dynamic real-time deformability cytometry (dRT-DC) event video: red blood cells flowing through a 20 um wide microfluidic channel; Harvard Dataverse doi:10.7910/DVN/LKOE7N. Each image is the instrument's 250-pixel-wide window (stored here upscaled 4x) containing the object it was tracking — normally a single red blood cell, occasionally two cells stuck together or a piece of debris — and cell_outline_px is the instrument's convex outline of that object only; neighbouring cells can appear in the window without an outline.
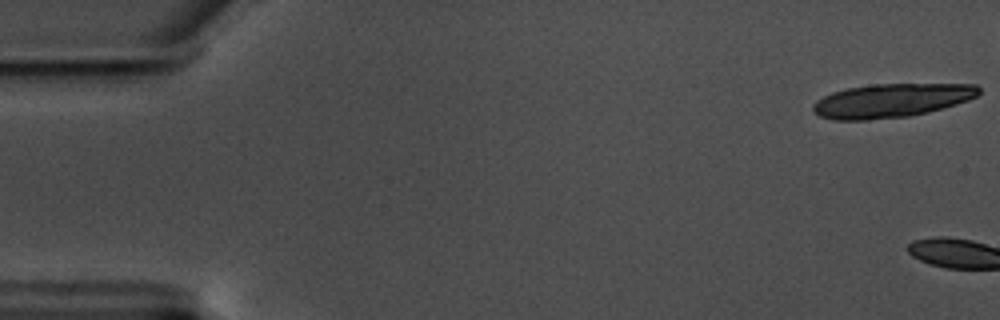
{"species": "common noctule bat (a hibernating species)", "species_latin": "Nyctalus noctula", "temperature_condition": "warm", "stored_images_in_passage": 4, "camera_frame_rate_fps": 3000, "um_per_image_px": 0.085, "animal": {"sex": "male", "body_mass_g": 17.5, "forearm_length_mm": 52.3}, "frame": {"image": 1, "passage_image": 1, "time_ms": 0.0, "image_size_px": [1000, 320], "cell_outline_px": [[980, 92], [976, 96], [968, 100], [956, 104], [928, 112], [908, 116], [868, 120], [832, 120], [820, 116], [812, 108], [812, 104], [816, 100], [832, 92], [848, 88], [872, 84], [976, 84], [980, 88]], "centroid_in_image_um": [75.76, 8.54], "position_along_channel_um": 9.2, "area_um2": 32.6}}